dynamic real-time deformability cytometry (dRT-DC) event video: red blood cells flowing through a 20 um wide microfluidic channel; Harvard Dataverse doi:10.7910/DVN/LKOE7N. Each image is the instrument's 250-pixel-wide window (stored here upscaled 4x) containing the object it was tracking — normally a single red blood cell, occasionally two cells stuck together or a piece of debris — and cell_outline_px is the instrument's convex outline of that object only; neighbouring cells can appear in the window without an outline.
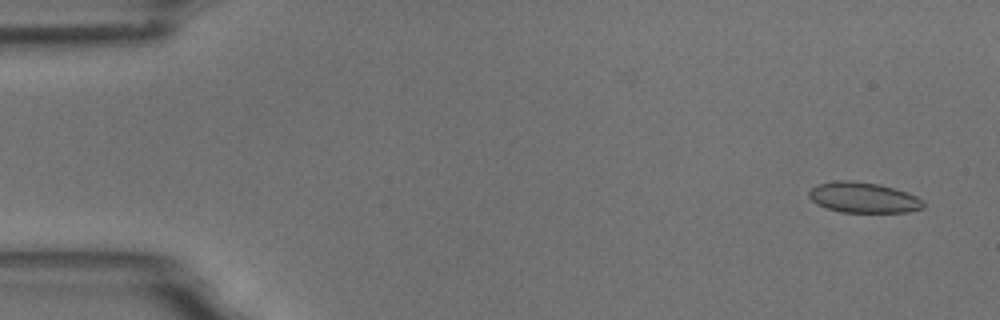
{"species": "common noctule bat (a hibernating species)", "species_latin": "Nyctalus noctula", "temperature_condition": "room temperature", "stored_images_in_passage": 6, "camera_frame_rate_fps": 3000, "um_per_image_px": 0.085, "animal": {"sex": "male", "body_mass_g": 18.8}, "frame": {"image": 1, "passage_image": 1, "time_ms": 0.0, "image_size_px": [1000, 320], "cell_outline_px": [[924, 208], [908, 212], [840, 212], [816, 204], [808, 196], [808, 192], [816, 184], [836, 180], [852, 180], [880, 184], [916, 196], [924, 200]], "centroid_in_image_um": [73.37, 16.79], "position_along_channel_um": 11.6, "area_um2": 20.4}}